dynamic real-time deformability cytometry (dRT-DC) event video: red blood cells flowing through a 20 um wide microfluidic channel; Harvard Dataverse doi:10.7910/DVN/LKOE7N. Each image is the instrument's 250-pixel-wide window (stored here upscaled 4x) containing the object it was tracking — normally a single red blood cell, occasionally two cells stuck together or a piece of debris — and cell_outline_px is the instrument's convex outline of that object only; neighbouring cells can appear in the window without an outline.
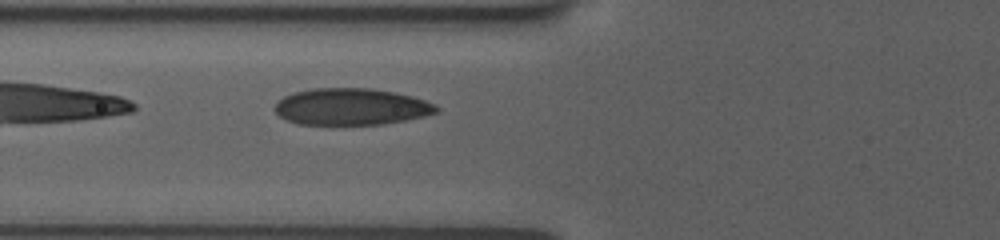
{"species": "human", "species_latin": "Homo sapiens", "temperature_condition": "room temperature", "stored_images_in_passage": 3, "camera_frame_rate_fps": 3000, "um_per_image_px": 0.085, "donor": {"sex": "female"}, "frame": {"image": 1, "passage_image": 3, "time_ms": 1.667, "image_size_px": [1000, 240], "cell_outline_px": [[440, 112], [424, 116], [384, 124], [300, 124], [288, 120], [280, 116], [272, 108], [284, 96], [296, 92], [312, 88], [372, 88], [412, 96], [436, 104], [440, 108]], "centroid_in_image_um": [29.88, 9.07], "position_along_channel_um": 95.9, "area_um2": 34.45}}